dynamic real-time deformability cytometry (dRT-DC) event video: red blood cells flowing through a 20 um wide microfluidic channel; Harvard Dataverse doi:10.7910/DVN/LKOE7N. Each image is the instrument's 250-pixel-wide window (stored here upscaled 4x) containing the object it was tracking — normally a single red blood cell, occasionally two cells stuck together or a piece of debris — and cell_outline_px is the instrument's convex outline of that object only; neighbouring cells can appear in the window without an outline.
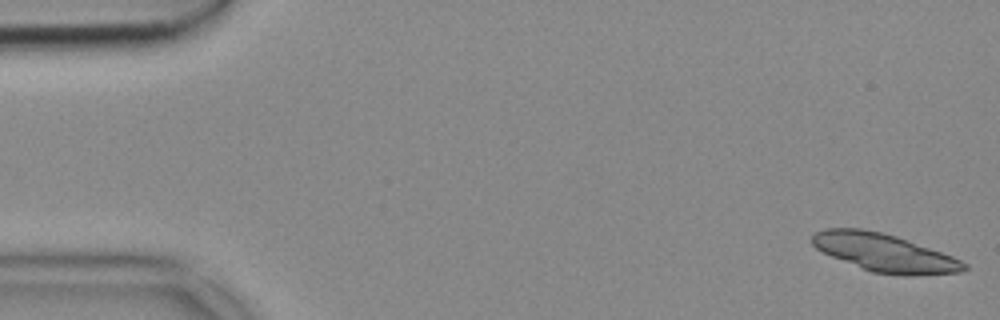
{"species": "common noctule bat (a hibernating species)", "species_latin": "Nyctalus noctula", "temperature_condition": "cold", "stored_images_in_passage": 53, "camera_frame_rate_fps": 3000, "um_per_image_px": 0.085, "animal": {"sex": "female", "body_mass_g": 18.4}, "frame": {"image": 1, "passage_image": 1, "time_ms": 0.0, "image_size_px": [1000, 320], "cell_outline_px": [[968, 268], [964, 272], [912, 276], [904, 276], [872, 272], [832, 256], [816, 248], [812, 244], [812, 236], [816, 232], [824, 228], [860, 228], [880, 232], [896, 236], [952, 256], [968, 264]], "centroid_in_image_um": [75.21, 21.49], "position_along_channel_um": 9.8, "area_um2": 33.35}}
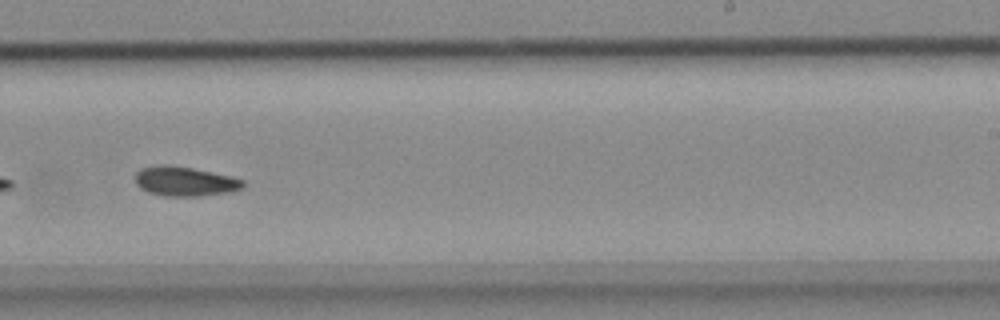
{"frame": {"image": 2, "passage_image": 33, "time_ms": 10.667, "image_size_px": [1000, 320], "cell_outline_px": [[244, 188], [232, 192], [200, 196], [164, 196], [148, 192], [140, 188], [136, 184], [136, 172], [140, 168], [164, 164], [168, 164], [192, 168], [232, 176], [244, 180]], "centroid_in_image_um": [15.73, 15.42], "position_along_channel_um": 273.3, "area_um2": 18.73}}
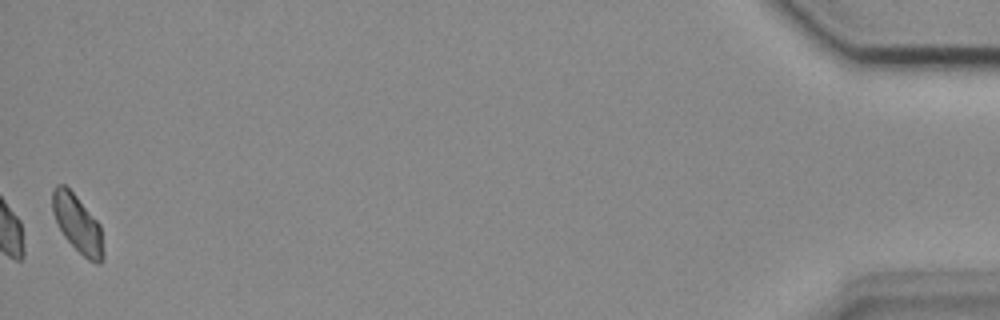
{"frame": {"image": 3, "passage_image": 53, "time_ms": 17.333, "image_size_px": [1000, 320], "cell_outline_px": [[104, 260], [100, 264], [96, 264], [88, 260], [64, 236], [52, 212], [52, 188], [56, 184], [64, 184], [76, 196], [100, 224], [104, 252]], "centroid_in_image_um": [6.6, 19.03], "position_along_channel_um": 428.6, "area_um2": 16.99}}